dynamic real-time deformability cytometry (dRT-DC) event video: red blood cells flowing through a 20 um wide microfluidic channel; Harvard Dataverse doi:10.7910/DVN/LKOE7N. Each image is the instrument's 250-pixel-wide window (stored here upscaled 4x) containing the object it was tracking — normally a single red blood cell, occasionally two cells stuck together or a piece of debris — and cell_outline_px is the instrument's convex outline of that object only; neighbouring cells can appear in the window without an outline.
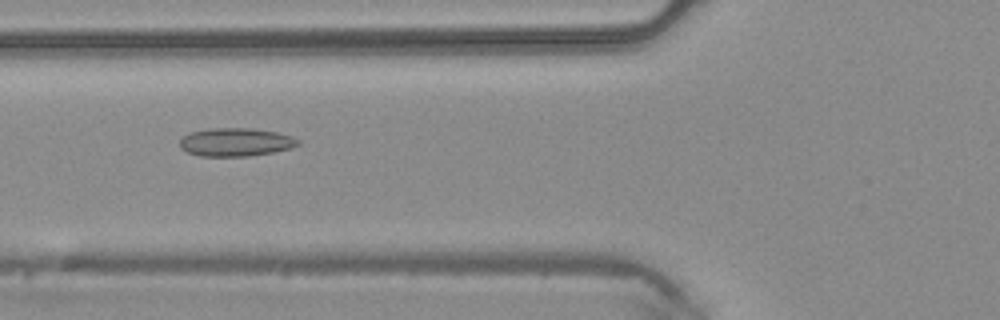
{"species": "common noctule bat (a hibernating species)", "species_latin": "Nyctalus noctula", "temperature_condition": "warm", "stored_images_in_passage": 34, "camera_frame_rate_fps": 3000, "um_per_image_px": 0.085, "animal": {"sex": "male", "body_mass_g": 20.4}, "frame": {"image": 1, "passage_image": 7, "time_ms": 2.0, "image_size_px": [1000, 320], "cell_outline_px": [[300, 144], [292, 148], [272, 152], [248, 156], [200, 156], [188, 152], [180, 148], [180, 140], [184, 136], [192, 132], [208, 128], [252, 128], [276, 132], [292, 136], [300, 140]], "centroid_in_image_um": [20.06, 12.08], "position_along_channel_um": 105.7, "area_um2": 19.48}}
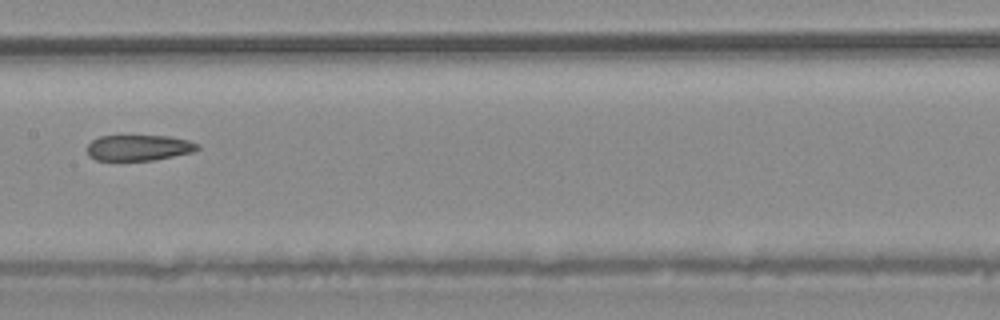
{"frame": {"image": 2, "passage_image": 13, "time_ms": 4.0, "image_size_px": [1000, 320], "cell_outline_px": [[200, 148], [192, 152], [152, 160], [96, 160], [88, 156], [88, 144], [92, 140], [100, 136], [120, 132], [168, 136], [188, 140], [200, 144]], "centroid_in_image_um": [11.75, 12.49], "position_along_channel_um": 195.6, "area_um2": 17.46}}
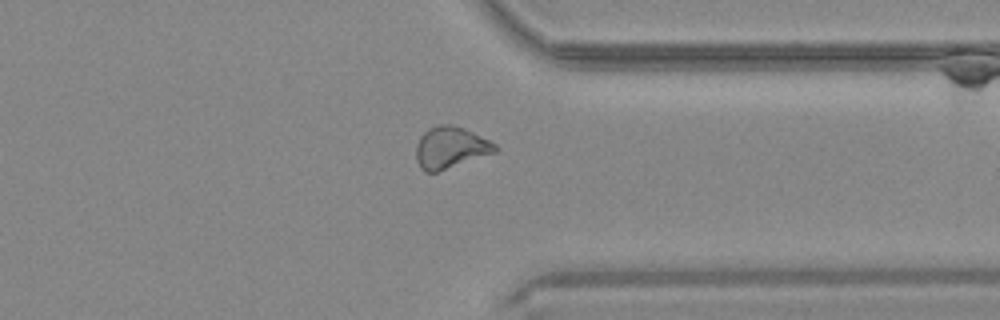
{"frame": {"image": 3, "passage_image": 25, "time_ms": 8.0, "image_size_px": [1000, 320], "cell_outline_px": [[500, 148], [496, 152], [436, 172], [424, 172], [420, 168], [416, 160], [416, 144], [420, 136], [428, 128], [440, 124], [452, 124], [464, 128], [496, 144]], "centroid_in_image_um": [38.27, 12.54], "position_along_channel_um": 373.1, "area_um2": 19.19}}